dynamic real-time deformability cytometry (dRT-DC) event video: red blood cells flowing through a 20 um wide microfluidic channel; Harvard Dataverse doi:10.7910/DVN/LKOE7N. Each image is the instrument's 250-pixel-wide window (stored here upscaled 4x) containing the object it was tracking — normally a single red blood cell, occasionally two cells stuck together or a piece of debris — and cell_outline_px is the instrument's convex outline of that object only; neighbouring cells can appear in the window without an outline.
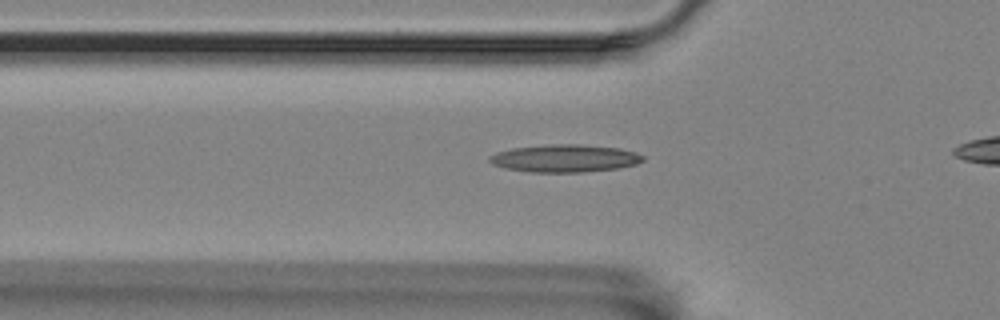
{"species": "Egyptian fruit bat (a non-hibernating species)", "species_latin": "Rousettus aegyptiacus", "temperature_condition": "room temperature", "stored_images_in_passage": 30, "camera_frame_rate_fps": 3000, "um_per_image_px": 0.085, "animal": {"sex": "female"}, "frame": {"image": 1, "passage_image": 2, "time_ms": 0.333, "image_size_px": [1000, 320], "cell_outline_px": [[644, 160], [636, 164], [616, 168], [584, 172], [528, 172], [504, 168], [492, 164], [488, 160], [488, 156], [496, 152], [512, 148], [552, 144], [580, 144], [620, 148], [636, 152], [644, 156]], "centroid_in_image_um": [47.98, 13.45], "position_along_channel_um": 77.8, "area_um2": 24.8}}
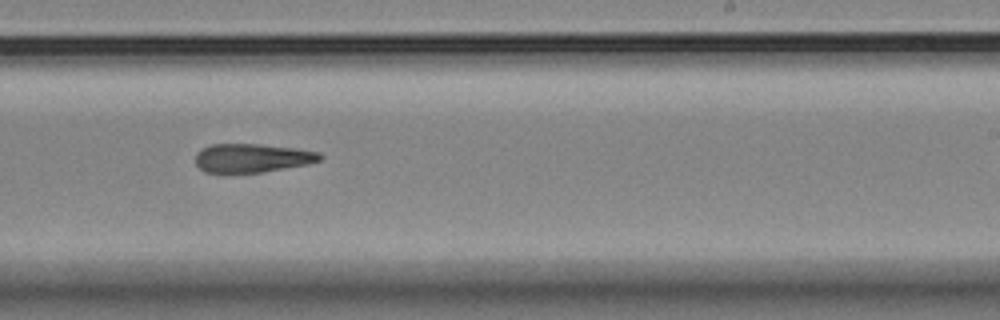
{"frame": {"image": 2, "passage_image": 18, "time_ms": 5.667, "image_size_px": [1000, 320], "cell_outline_px": [[324, 156], [320, 160], [308, 164], [260, 172], [204, 172], [196, 164], [196, 152], [212, 144], [260, 144], [292, 148], [320, 152]], "centroid_in_image_um": [21.44, 13.42], "position_along_channel_um": 267.6, "area_um2": 20.58}}
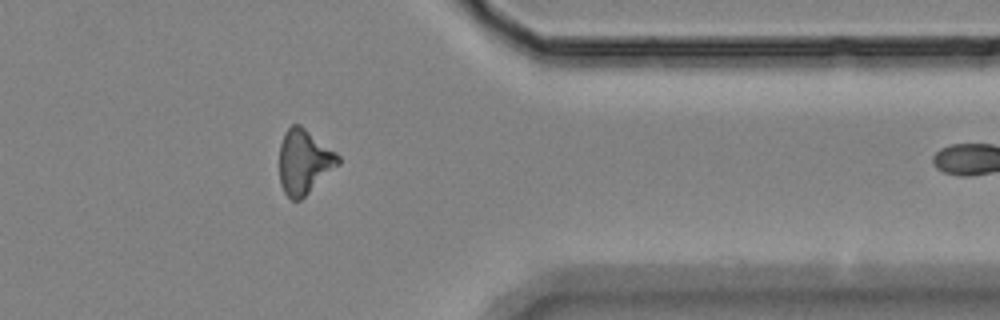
{"frame": {"image": 3, "passage_image": 29, "time_ms": 9.333, "image_size_px": [1000, 320], "cell_outline_px": [[340, 164], [300, 200], [292, 200], [284, 192], [280, 184], [280, 144], [284, 132], [292, 124], [300, 124], [336, 152], [340, 156]], "centroid_in_image_um": [25.85, 13.73], "position_along_channel_um": 385.6, "area_um2": 22.02}}